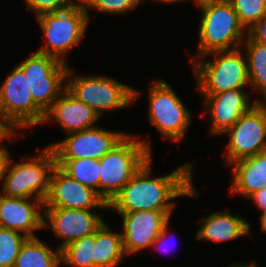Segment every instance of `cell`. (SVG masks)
<instances>
[{
    "mask_svg": "<svg viewBox=\"0 0 266 267\" xmlns=\"http://www.w3.org/2000/svg\"><path fill=\"white\" fill-rule=\"evenodd\" d=\"M152 157L123 186L121 191L108 204V208L118 213L133 211H173L178 197H195L192 179L193 164L180 165L172 172L152 177Z\"/></svg>",
    "mask_w": 266,
    "mask_h": 267,
    "instance_id": "1",
    "label": "cell"
},
{
    "mask_svg": "<svg viewBox=\"0 0 266 267\" xmlns=\"http://www.w3.org/2000/svg\"><path fill=\"white\" fill-rule=\"evenodd\" d=\"M29 158L18 163L10 156L9 151L3 154L0 174L3 187L0 194L45 201L49 192L51 172L56 166L54 151L47 146L41 154Z\"/></svg>",
    "mask_w": 266,
    "mask_h": 267,
    "instance_id": "2",
    "label": "cell"
},
{
    "mask_svg": "<svg viewBox=\"0 0 266 267\" xmlns=\"http://www.w3.org/2000/svg\"><path fill=\"white\" fill-rule=\"evenodd\" d=\"M128 134L100 161L99 196L110 203L151 156V141ZM140 139V140H139Z\"/></svg>",
    "mask_w": 266,
    "mask_h": 267,
    "instance_id": "3",
    "label": "cell"
},
{
    "mask_svg": "<svg viewBox=\"0 0 266 267\" xmlns=\"http://www.w3.org/2000/svg\"><path fill=\"white\" fill-rule=\"evenodd\" d=\"M197 7H200L202 16L197 55L191 56V62L211 52L240 48L247 31L240 24L237 13L228 0L208 2Z\"/></svg>",
    "mask_w": 266,
    "mask_h": 267,
    "instance_id": "4",
    "label": "cell"
},
{
    "mask_svg": "<svg viewBox=\"0 0 266 267\" xmlns=\"http://www.w3.org/2000/svg\"><path fill=\"white\" fill-rule=\"evenodd\" d=\"M69 67L66 75V90L78 101L96 111L101 117L103 112L120 110L134 104L141 92L102 75H73Z\"/></svg>",
    "mask_w": 266,
    "mask_h": 267,
    "instance_id": "5",
    "label": "cell"
},
{
    "mask_svg": "<svg viewBox=\"0 0 266 267\" xmlns=\"http://www.w3.org/2000/svg\"><path fill=\"white\" fill-rule=\"evenodd\" d=\"M207 55H213L215 59L200 60ZM192 63L200 94H219L231 89L250 88L247 61L239 48L211 52Z\"/></svg>",
    "mask_w": 266,
    "mask_h": 267,
    "instance_id": "6",
    "label": "cell"
},
{
    "mask_svg": "<svg viewBox=\"0 0 266 267\" xmlns=\"http://www.w3.org/2000/svg\"><path fill=\"white\" fill-rule=\"evenodd\" d=\"M37 21L45 38V45H41L37 52L68 64L64 59L65 54L80 43L89 25L87 9L72 7L45 13L37 16Z\"/></svg>",
    "mask_w": 266,
    "mask_h": 267,
    "instance_id": "7",
    "label": "cell"
},
{
    "mask_svg": "<svg viewBox=\"0 0 266 267\" xmlns=\"http://www.w3.org/2000/svg\"><path fill=\"white\" fill-rule=\"evenodd\" d=\"M148 120L165 139L179 142L191 125L188 108L166 81L159 78L148 87Z\"/></svg>",
    "mask_w": 266,
    "mask_h": 267,
    "instance_id": "8",
    "label": "cell"
},
{
    "mask_svg": "<svg viewBox=\"0 0 266 267\" xmlns=\"http://www.w3.org/2000/svg\"><path fill=\"white\" fill-rule=\"evenodd\" d=\"M18 66L27 77L34 102L44 112L66 90L69 66L56 58L35 51Z\"/></svg>",
    "mask_w": 266,
    "mask_h": 267,
    "instance_id": "9",
    "label": "cell"
},
{
    "mask_svg": "<svg viewBox=\"0 0 266 267\" xmlns=\"http://www.w3.org/2000/svg\"><path fill=\"white\" fill-rule=\"evenodd\" d=\"M0 111L17 128L40 125L44 111L34 102L27 77L17 65L0 85Z\"/></svg>",
    "mask_w": 266,
    "mask_h": 267,
    "instance_id": "10",
    "label": "cell"
},
{
    "mask_svg": "<svg viewBox=\"0 0 266 267\" xmlns=\"http://www.w3.org/2000/svg\"><path fill=\"white\" fill-rule=\"evenodd\" d=\"M226 164L266 151V103H256L225 134Z\"/></svg>",
    "mask_w": 266,
    "mask_h": 267,
    "instance_id": "11",
    "label": "cell"
},
{
    "mask_svg": "<svg viewBox=\"0 0 266 267\" xmlns=\"http://www.w3.org/2000/svg\"><path fill=\"white\" fill-rule=\"evenodd\" d=\"M66 139L48 145L56 160L101 159L116 147L127 135L94 126L67 134Z\"/></svg>",
    "mask_w": 266,
    "mask_h": 267,
    "instance_id": "12",
    "label": "cell"
},
{
    "mask_svg": "<svg viewBox=\"0 0 266 267\" xmlns=\"http://www.w3.org/2000/svg\"><path fill=\"white\" fill-rule=\"evenodd\" d=\"M44 208L107 209L108 203L96 191L79 183L56 165L51 172Z\"/></svg>",
    "mask_w": 266,
    "mask_h": 267,
    "instance_id": "13",
    "label": "cell"
},
{
    "mask_svg": "<svg viewBox=\"0 0 266 267\" xmlns=\"http://www.w3.org/2000/svg\"><path fill=\"white\" fill-rule=\"evenodd\" d=\"M44 228L49 227L54 236L62 239L58 249L82 237L94 234L105 222L94 210L44 208Z\"/></svg>",
    "mask_w": 266,
    "mask_h": 267,
    "instance_id": "14",
    "label": "cell"
},
{
    "mask_svg": "<svg viewBox=\"0 0 266 267\" xmlns=\"http://www.w3.org/2000/svg\"><path fill=\"white\" fill-rule=\"evenodd\" d=\"M172 212L150 210L118 213L122 217L121 233L126 255L151 248L169 222Z\"/></svg>",
    "mask_w": 266,
    "mask_h": 267,
    "instance_id": "15",
    "label": "cell"
},
{
    "mask_svg": "<svg viewBox=\"0 0 266 267\" xmlns=\"http://www.w3.org/2000/svg\"><path fill=\"white\" fill-rule=\"evenodd\" d=\"M201 95L205 110L200 117H204L205 114L211 116L209 132L212 135H225L239 118L256 104L255 101L251 103L250 96L244 88Z\"/></svg>",
    "mask_w": 266,
    "mask_h": 267,
    "instance_id": "16",
    "label": "cell"
},
{
    "mask_svg": "<svg viewBox=\"0 0 266 267\" xmlns=\"http://www.w3.org/2000/svg\"><path fill=\"white\" fill-rule=\"evenodd\" d=\"M44 201L33 198L7 197L0 194V227L37 237L35 230L44 228Z\"/></svg>",
    "mask_w": 266,
    "mask_h": 267,
    "instance_id": "17",
    "label": "cell"
},
{
    "mask_svg": "<svg viewBox=\"0 0 266 267\" xmlns=\"http://www.w3.org/2000/svg\"><path fill=\"white\" fill-rule=\"evenodd\" d=\"M99 114L65 90L45 111L42 123L58 122L67 134L96 126Z\"/></svg>",
    "mask_w": 266,
    "mask_h": 267,
    "instance_id": "18",
    "label": "cell"
},
{
    "mask_svg": "<svg viewBox=\"0 0 266 267\" xmlns=\"http://www.w3.org/2000/svg\"><path fill=\"white\" fill-rule=\"evenodd\" d=\"M250 226L245 217L233 215L230 210L212 212L209 216L201 218L196 239L221 243L247 235L251 237Z\"/></svg>",
    "mask_w": 266,
    "mask_h": 267,
    "instance_id": "19",
    "label": "cell"
},
{
    "mask_svg": "<svg viewBox=\"0 0 266 267\" xmlns=\"http://www.w3.org/2000/svg\"><path fill=\"white\" fill-rule=\"evenodd\" d=\"M234 165L230 190L245 198L266 187V151L239 159Z\"/></svg>",
    "mask_w": 266,
    "mask_h": 267,
    "instance_id": "20",
    "label": "cell"
},
{
    "mask_svg": "<svg viewBox=\"0 0 266 267\" xmlns=\"http://www.w3.org/2000/svg\"><path fill=\"white\" fill-rule=\"evenodd\" d=\"M95 267H117L126 256L122 233L103 224L95 232Z\"/></svg>",
    "mask_w": 266,
    "mask_h": 267,
    "instance_id": "21",
    "label": "cell"
},
{
    "mask_svg": "<svg viewBox=\"0 0 266 267\" xmlns=\"http://www.w3.org/2000/svg\"><path fill=\"white\" fill-rule=\"evenodd\" d=\"M61 250L48 247L38 237L27 238L22 244L13 267H59Z\"/></svg>",
    "mask_w": 266,
    "mask_h": 267,
    "instance_id": "22",
    "label": "cell"
},
{
    "mask_svg": "<svg viewBox=\"0 0 266 267\" xmlns=\"http://www.w3.org/2000/svg\"><path fill=\"white\" fill-rule=\"evenodd\" d=\"M246 47L247 72L252 90L261 92L265 101L259 98L255 103L266 102V45L254 41L248 34L242 43Z\"/></svg>",
    "mask_w": 266,
    "mask_h": 267,
    "instance_id": "23",
    "label": "cell"
},
{
    "mask_svg": "<svg viewBox=\"0 0 266 267\" xmlns=\"http://www.w3.org/2000/svg\"><path fill=\"white\" fill-rule=\"evenodd\" d=\"M66 174L99 195L100 161L97 159L56 160Z\"/></svg>",
    "mask_w": 266,
    "mask_h": 267,
    "instance_id": "24",
    "label": "cell"
},
{
    "mask_svg": "<svg viewBox=\"0 0 266 267\" xmlns=\"http://www.w3.org/2000/svg\"><path fill=\"white\" fill-rule=\"evenodd\" d=\"M95 233L73 241L61 249V263L76 267H95Z\"/></svg>",
    "mask_w": 266,
    "mask_h": 267,
    "instance_id": "25",
    "label": "cell"
},
{
    "mask_svg": "<svg viewBox=\"0 0 266 267\" xmlns=\"http://www.w3.org/2000/svg\"><path fill=\"white\" fill-rule=\"evenodd\" d=\"M27 236L16 230L0 227V267H13Z\"/></svg>",
    "mask_w": 266,
    "mask_h": 267,
    "instance_id": "26",
    "label": "cell"
},
{
    "mask_svg": "<svg viewBox=\"0 0 266 267\" xmlns=\"http://www.w3.org/2000/svg\"><path fill=\"white\" fill-rule=\"evenodd\" d=\"M237 13L240 24L246 31L266 14V0H228Z\"/></svg>",
    "mask_w": 266,
    "mask_h": 267,
    "instance_id": "27",
    "label": "cell"
},
{
    "mask_svg": "<svg viewBox=\"0 0 266 267\" xmlns=\"http://www.w3.org/2000/svg\"><path fill=\"white\" fill-rule=\"evenodd\" d=\"M143 0H95L89 7L100 13L122 14L136 9Z\"/></svg>",
    "mask_w": 266,
    "mask_h": 267,
    "instance_id": "28",
    "label": "cell"
},
{
    "mask_svg": "<svg viewBox=\"0 0 266 267\" xmlns=\"http://www.w3.org/2000/svg\"><path fill=\"white\" fill-rule=\"evenodd\" d=\"M24 3L28 9L35 12L36 16L73 7L70 0H24Z\"/></svg>",
    "mask_w": 266,
    "mask_h": 267,
    "instance_id": "29",
    "label": "cell"
},
{
    "mask_svg": "<svg viewBox=\"0 0 266 267\" xmlns=\"http://www.w3.org/2000/svg\"><path fill=\"white\" fill-rule=\"evenodd\" d=\"M15 129L17 128L0 111V142L4 139H11L12 136H16L15 134L19 136V132L16 133ZM0 152L5 154L8 151L0 145Z\"/></svg>",
    "mask_w": 266,
    "mask_h": 267,
    "instance_id": "30",
    "label": "cell"
},
{
    "mask_svg": "<svg viewBox=\"0 0 266 267\" xmlns=\"http://www.w3.org/2000/svg\"><path fill=\"white\" fill-rule=\"evenodd\" d=\"M246 34L254 41L266 45V14Z\"/></svg>",
    "mask_w": 266,
    "mask_h": 267,
    "instance_id": "31",
    "label": "cell"
},
{
    "mask_svg": "<svg viewBox=\"0 0 266 267\" xmlns=\"http://www.w3.org/2000/svg\"><path fill=\"white\" fill-rule=\"evenodd\" d=\"M248 198H251L254 200V204L260 209L262 212L266 211V187L256 191L252 195H250Z\"/></svg>",
    "mask_w": 266,
    "mask_h": 267,
    "instance_id": "32",
    "label": "cell"
},
{
    "mask_svg": "<svg viewBox=\"0 0 266 267\" xmlns=\"http://www.w3.org/2000/svg\"><path fill=\"white\" fill-rule=\"evenodd\" d=\"M168 225H169V222L163 227L162 232L158 235L157 239L152 244V247L155 248L156 250L157 249L161 250L162 246L168 247L167 246V244H168L167 243L168 242L167 239H169V238L167 237L168 236L167 234L170 233V232H168V230H169L168 229V227H169ZM161 244H162V246H160V248H159V245H161ZM165 250H166V248H165ZM165 250H163V251H165Z\"/></svg>",
    "mask_w": 266,
    "mask_h": 267,
    "instance_id": "33",
    "label": "cell"
},
{
    "mask_svg": "<svg viewBox=\"0 0 266 267\" xmlns=\"http://www.w3.org/2000/svg\"><path fill=\"white\" fill-rule=\"evenodd\" d=\"M71 1V4L73 7H81V8H84V9H87L88 11V18H89V21L90 20V12H89V7L94 3L95 0H77L78 3H75L73 0H70Z\"/></svg>",
    "mask_w": 266,
    "mask_h": 267,
    "instance_id": "34",
    "label": "cell"
},
{
    "mask_svg": "<svg viewBox=\"0 0 266 267\" xmlns=\"http://www.w3.org/2000/svg\"><path fill=\"white\" fill-rule=\"evenodd\" d=\"M227 267H256L255 262L251 261V262H236L231 264L230 266L228 265Z\"/></svg>",
    "mask_w": 266,
    "mask_h": 267,
    "instance_id": "35",
    "label": "cell"
},
{
    "mask_svg": "<svg viewBox=\"0 0 266 267\" xmlns=\"http://www.w3.org/2000/svg\"><path fill=\"white\" fill-rule=\"evenodd\" d=\"M260 229L263 233H266V211L262 212L261 216H260Z\"/></svg>",
    "mask_w": 266,
    "mask_h": 267,
    "instance_id": "36",
    "label": "cell"
},
{
    "mask_svg": "<svg viewBox=\"0 0 266 267\" xmlns=\"http://www.w3.org/2000/svg\"><path fill=\"white\" fill-rule=\"evenodd\" d=\"M154 1V0H153ZM155 1H158L159 3H161V2H163V3H169V4H177V3H182L183 1L185 2V1H187V0H155Z\"/></svg>",
    "mask_w": 266,
    "mask_h": 267,
    "instance_id": "37",
    "label": "cell"
},
{
    "mask_svg": "<svg viewBox=\"0 0 266 267\" xmlns=\"http://www.w3.org/2000/svg\"><path fill=\"white\" fill-rule=\"evenodd\" d=\"M216 1H223V0H194V4H196V5H202L204 3L216 2Z\"/></svg>",
    "mask_w": 266,
    "mask_h": 267,
    "instance_id": "38",
    "label": "cell"
},
{
    "mask_svg": "<svg viewBox=\"0 0 266 267\" xmlns=\"http://www.w3.org/2000/svg\"><path fill=\"white\" fill-rule=\"evenodd\" d=\"M1 166H2V157L0 158V174H1Z\"/></svg>",
    "mask_w": 266,
    "mask_h": 267,
    "instance_id": "39",
    "label": "cell"
}]
</instances>
